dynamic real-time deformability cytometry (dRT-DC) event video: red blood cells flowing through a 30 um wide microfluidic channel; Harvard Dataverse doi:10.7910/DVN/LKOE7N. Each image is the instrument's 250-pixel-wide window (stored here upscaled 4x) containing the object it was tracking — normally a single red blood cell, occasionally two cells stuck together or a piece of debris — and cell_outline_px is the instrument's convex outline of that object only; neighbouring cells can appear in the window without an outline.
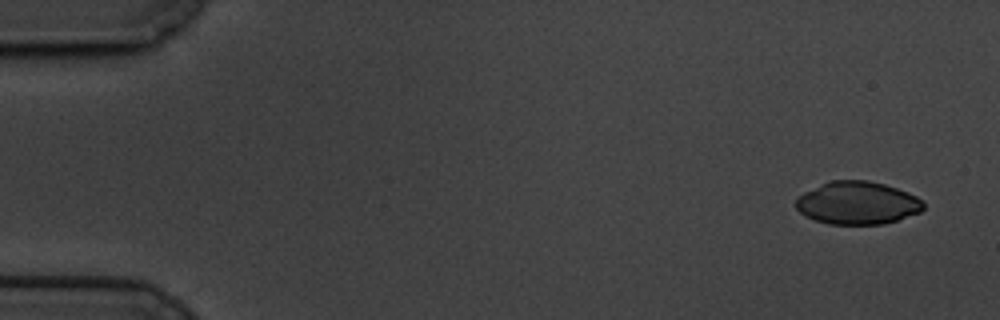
{"species": "common noctule bat (a hibernating species)", "species_latin": "Nyctalus noctula", "temperature_condition": "cold", "stored_images_in_passage": 58, "camera_frame_rate_fps": 3000, "um_per_image_px": 0.085, "animal": {"sex": "male", "body_mass_g": 19.5, "forearm_length_mm": 54.6}, "frame": {"image": 1, "passage_image": 1, "time_ms": 0.0, "image_size_px": [1000, 320], "cell_outline_px": [[924, 208], [920, 212], [884, 224], [828, 224], [816, 220], [800, 212], [796, 208], [796, 196], [804, 192], [832, 180], [868, 180], [884, 184], [908, 192], [916, 196], [924, 204]], "centroid_in_image_um": [72.88, 17.25], "position_along_channel_um": 12.1, "area_um2": 31.62}}
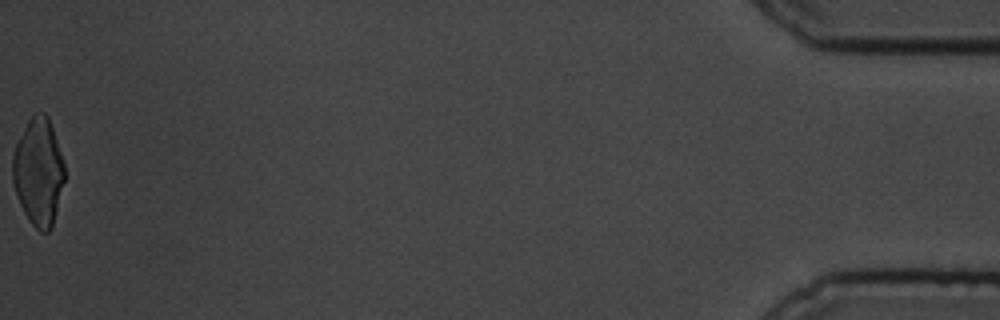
{"frame": {"image": 2, "passage_image": 58, "time_ms": 19.0, "image_size_px": [1000, 320], "cell_outline_px": [[64, 180], [52, 228], [48, 232], [40, 232], [28, 220], [20, 204], [12, 180], [12, 156], [16, 144], [32, 112], [44, 112], [48, 116], [64, 164]], "centroid_in_image_um": [3.25, 14.6], "position_along_channel_um": 431.9, "area_um2": 32.37}}